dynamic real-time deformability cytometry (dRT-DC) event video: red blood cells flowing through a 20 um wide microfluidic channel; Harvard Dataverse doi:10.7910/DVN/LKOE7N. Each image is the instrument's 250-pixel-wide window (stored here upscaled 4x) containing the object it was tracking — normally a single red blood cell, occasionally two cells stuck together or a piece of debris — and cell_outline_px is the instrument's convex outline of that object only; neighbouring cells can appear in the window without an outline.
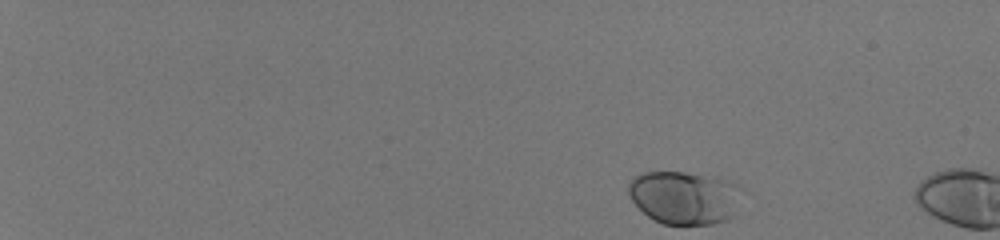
{"species": "human", "species_latin": "Homo sapiens", "temperature_condition": "room temperature", "stored_images_in_passage": 4, "camera_frame_rate_fps": 3000, "um_per_image_px": 0.085, "donor": {"sex": "male"}, "frame": {"image": 1, "passage_image": 1, "time_ms": 0.0, "image_size_px": [1000, 240], "cell_outline_px": [[740, 188], [732, 216], [728, 220], [712, 224], [664, 224], [652, 220], [632, 200], [628, 192], [628, 184], [632, 176], [644, 172], [684, 172], [720, 176], [736, 184]], "centroid_in_image_um": [58.14, 16.76], "position_along_channel_um": 26.9, "area_um2": 35.14}}